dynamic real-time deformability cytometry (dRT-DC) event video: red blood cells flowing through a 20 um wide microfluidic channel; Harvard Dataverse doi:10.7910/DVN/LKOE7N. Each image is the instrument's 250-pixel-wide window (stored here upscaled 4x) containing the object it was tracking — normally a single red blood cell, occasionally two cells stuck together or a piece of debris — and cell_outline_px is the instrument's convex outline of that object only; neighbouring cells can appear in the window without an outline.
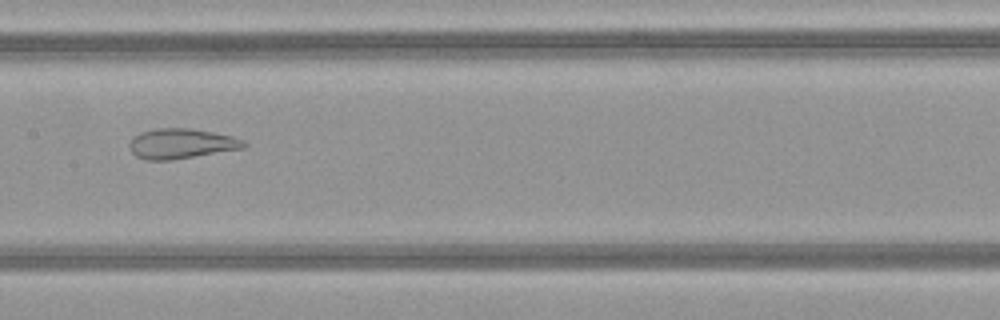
{"species": "common noctule bat (a hibernating species)", "species_latin": "Nyctalus noctula", "temperature_condition": "warm", "stored_images_in_passage": 39, "camera_frame_rate_fps": 3000, "um_per_image_px": 0.085, "animal": {"sex": "female", "body_mass_g": 21.9}, "frame": {"image": 1, "passage_image": 15, "time_ms": 4.667, "image_size_px": [1000, 320], "cell_outline_px": [[248, 144], [244, 148], [172, 160], [144, 160], [136, 156], [132, 152], [132, 140], [140, 132], [156, 128], [188, 128], [212, 132], [232, 136], [244, 140]], "centroid_in_image_um": [15.45, 12.21], "position_along_channel_um": 191.9, "area_um2": 19.83}}
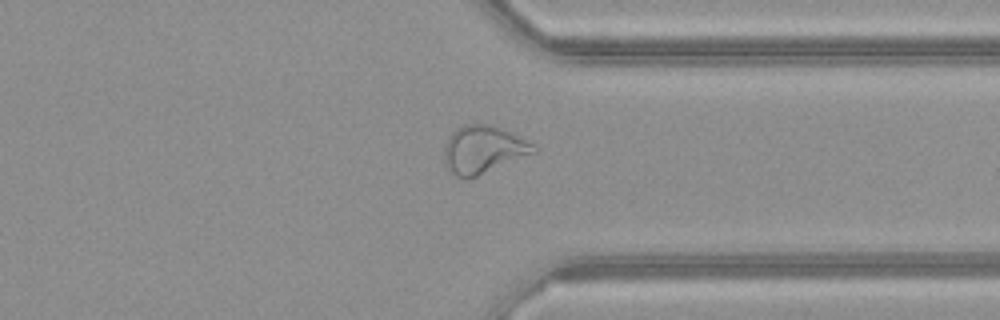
{"frame": {"image": 2, "passage_image": 28, "time_ms": 9.0, "image_size_px": [1000, 320], "cell_outline_px": [[540, 152], [468, 180], [464, 180], [456, 176], [444, 164], [444, 144], [448, 136], [456, 128], [464, 124], [488, 124], [500, 128], [540, 148]], "centroid_in_image_um": [41.07, 12.75], "position_along_channel_um": 370.3, "area_um2": 25.32}}
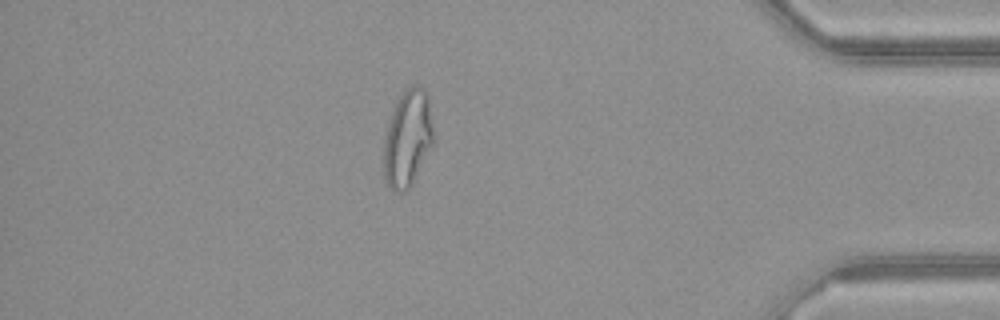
{"frame": {"image": 3, "passage_image": 33, "time_ms": 10.667, "image_size_px": [1000, 320], "cell_outline_px": [[436, 144], [412, 184], [404, 192], [392, 192], [384, 176], [384, 132], [392, 108], [400, 92], [412, 84], [416, 84], [424, 88], [428, 96]], "centroid_in_image_um": [34.67, 11.74], "position_along_channel_um": 400.5, "area_um2": 29.25}, "authors_computed_cell_mechanics": {"area_um2": 25.3164, "velocity_mm_per_s": 4.1504, "shape_relaxation_time_tau1_ms": null, "shape_relaxation_time_tau2_ms": 0.9793, "deformation_change_tau1": null, "deformation_change_tau2": 0.0853}}